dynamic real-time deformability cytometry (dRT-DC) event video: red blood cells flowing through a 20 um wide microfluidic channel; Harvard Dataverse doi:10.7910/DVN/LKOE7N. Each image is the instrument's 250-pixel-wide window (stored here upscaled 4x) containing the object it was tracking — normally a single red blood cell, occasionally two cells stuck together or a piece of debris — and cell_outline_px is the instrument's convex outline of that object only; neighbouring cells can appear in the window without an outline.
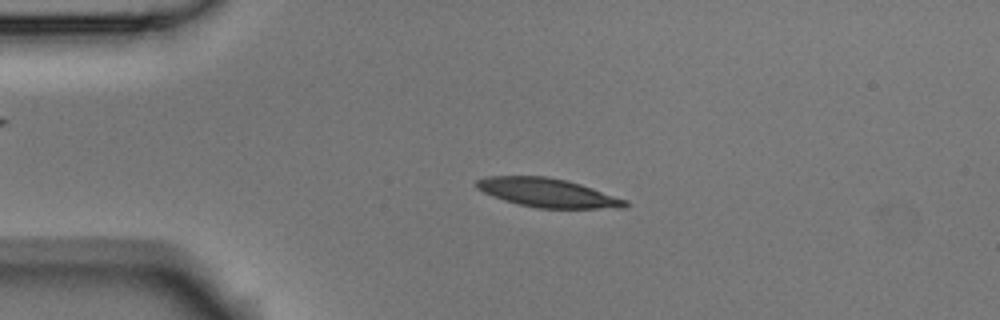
{"species": "Egyptian fruit bat (a non-hibernating species)", "species_latin": "Rousettus aegyptiacus", "temperature_condition": "room temperature", "stored_images_in_passage": 3, "camera_frame_rate_fps": 3000, "um_per_image_px": 0.085, "animal": {"sex": "male"}, "frame": {"image": 1, "passage_image": 2, "time_ms": 0.333, "image_size_px": [1000, 320], "cell_outline_px": [[628, 204], [624, 208], [536, 208], [504, 200], [492, 196], [476, 188], [476, 180], [488, 176], [544, 176], [568, 180], [628, 200]], "centroid_in_image_um": [46.55, 16.38], "position_along_channel_um": 38.5, "area_um2": 24.85}}